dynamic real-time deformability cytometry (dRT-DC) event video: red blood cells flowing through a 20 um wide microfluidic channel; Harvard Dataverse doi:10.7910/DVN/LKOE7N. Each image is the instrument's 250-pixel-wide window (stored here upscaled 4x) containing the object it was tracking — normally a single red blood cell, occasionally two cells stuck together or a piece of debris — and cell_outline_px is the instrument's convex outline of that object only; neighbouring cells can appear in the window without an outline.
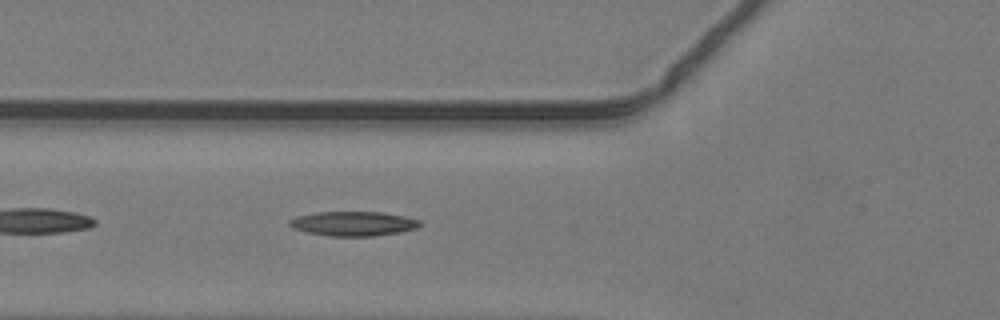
{"species": "common noctule bat (a hibernating species)", "species_latin": "Nyctalus noctula", "temperature_condition": "warm", "stored_images_in_passage": 47, "camera_frame_rate_fps": 3000, "um_per_image_px": 0.085, "animal": {"sex": "male", "body_mass_g": 19.2, "forearm_length_mm": 51.8}, "frame": {"image": 1, "passage_image": 17, "time_ms": 5.333, "image_size_px": [1000, 320], "cell_outline_px": [[424, 224], [416, 228], [400, 232], [372, 236], [328, 236], [308, 232], [292, 228], [288, 224], [288, 220], [296, 216], [316, 212], [380, 212], [404, 216], [420, 220]], "centroid_in_image_um": [30.02, 19.0], "position_along_channel_um": 95.8, "area_um2": 18.67}}
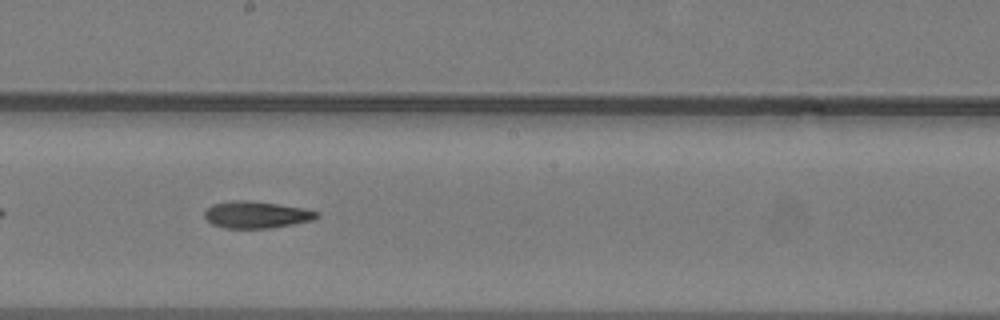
{"frame": {"image": 2, "passage_image": 26, "time_ms": 8.333, "image_size_px": [1000, 320], "cell_outline_px": [[320, 216], [312, 220], [268, 228], [224, 228], [212, 224], [204, 216], [204, 212], [212, 204], [232, 200], [252, 200], [304, 208], [320, 212]], "centroid_in_image_um": [21.78, 18.23], "position_along_channel_um": 226.4, "area_um2": 17.57}}
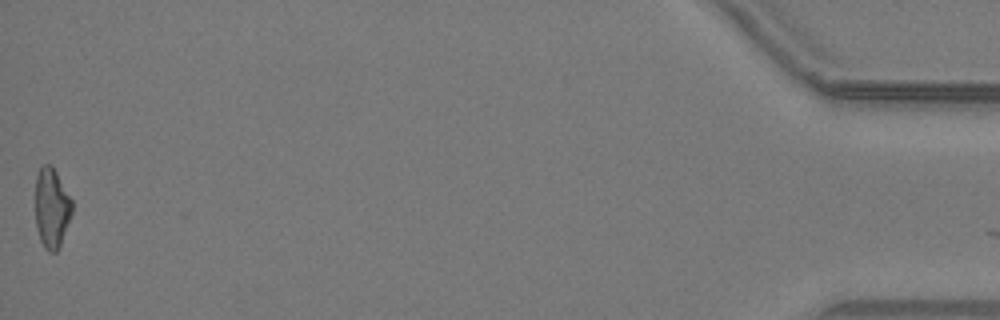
{"frame": {"image": 3, "passage_image": 47, "time_ms": 15.333, "image_size_px": [1000, 320], "cell_outline_px": [[72, 212], [60, 248], [56, 252], [48, 252], [44, 248], [40, 240], [36, 228], [36, 176], [40, 168], [44, 164], [52, 164], [72, 200]], "centroid_in_image_um": [4.4, 17.7], "position_along_channel_um": 430.8, "area_um2": 17.22}}